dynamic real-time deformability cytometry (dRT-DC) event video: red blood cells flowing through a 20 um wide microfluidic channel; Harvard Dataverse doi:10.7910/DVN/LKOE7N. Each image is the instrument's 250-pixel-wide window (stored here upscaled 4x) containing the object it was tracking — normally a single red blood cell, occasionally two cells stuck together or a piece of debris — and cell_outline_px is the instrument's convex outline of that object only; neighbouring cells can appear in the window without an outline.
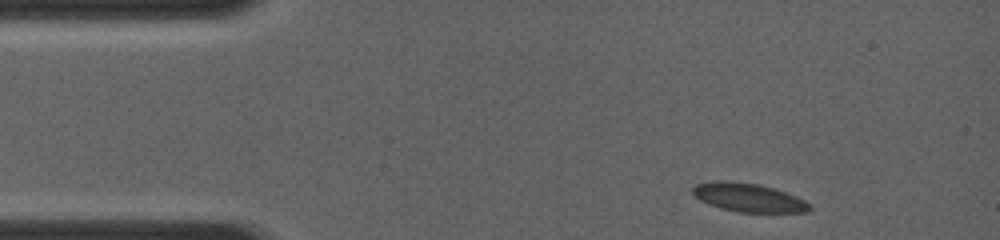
{"species": "common noctule bat (a hibernating species)", "species_latin": "Nyctalus noctula", "temperature_condition": "room temperature", "stored_images_in_passage": 7, "camera_frame_rate_fps": 4000, "um_per_image_px": 0.085, "animal": {"sex": "female", "body_mass_g": 19.0, "forearm_length_mm": 56.7}, "frame": {"image": 1, "passage_image": 1, "time_ms": 0.0, "image_size_px": [1000, 240], "cell_outline_px": [[812, 208], [808, 212], [744, 212], [724, 208], [712, 204], [696, 196], [692, 192], [692, 188], [696, 184], [756, 184], [772, 188], [784, 192], [804, 200]], "centroid_in_image_um": [63.75, 16.85], "position_along_channel_um": 21.2, "area_um2": 17.8}}
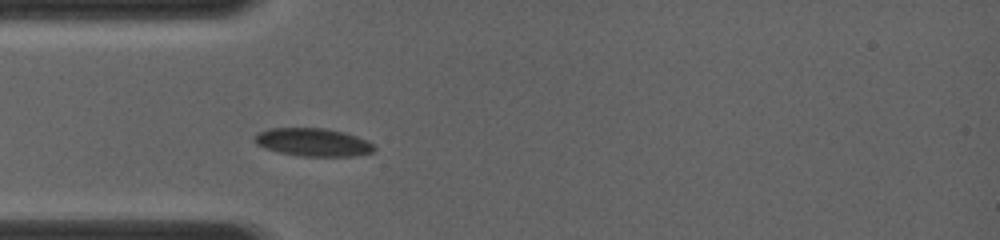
{"frame": {"image": 2, "passage_image": 5, "time_ms": 2.5, "image_size_px": [1000, 240], "cell_outline_px": [[372, 152], [348, 156], [308, 156], [280, 152], [256, 144], [256, 136], [260, 132], [272, 128], [324, 128], [344, 132], [356, 136], [372, 144]], "centroid_in_image_um": [26.61, 12.08], "position_along_channel_um": 58.4, "area_um2": 18.79}}
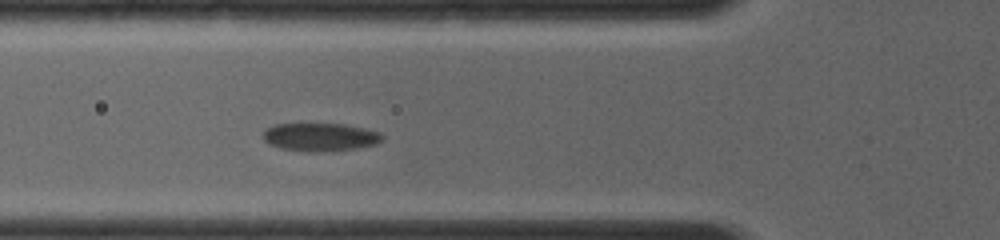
{"frame": {"image": 3, "passage_image": 7, "time_ms": 3.5, "image_size_px": [1000, 240], "cell_outline_px": [[384, 136], [376, 144], [352, 148], [284, 148], [272, 144], [264, 140], [264, 132], [268, 128], [276, 124], [300, 120], [344, 124], [376, 132]], "centroid_in_image_um": [27.15, 11.52], "position_along_channel_um": 98.6, "area_um2": 18.67}}